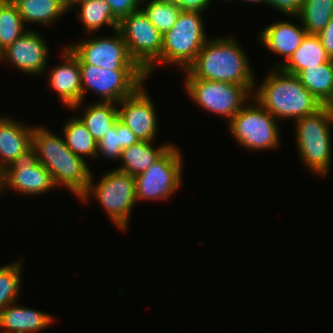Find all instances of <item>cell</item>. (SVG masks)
<instances>
[{
	"label": "cell",
	"mask_w": 333,
	"mask_h": 333,
	"mask_svg": "<svg viewBox=\"0 0 333 333\" xmlns=\"http://www.w3.org/2000/svg\"><path fill=\"white\" fill-rule=\"evenodd\" d=\"M245 53L237 38L231 35L209 37L193 63L184 71V78L238 84L253 94L257 80Z\"/></svg>",
	"instance_id": "obj_1"
},
{
	"label": "cell",
	"mask_w": 333,
	"mask_h": 333,
	"mask_svg": "<svg viewBox=\"0 0 333 333\" xmlns=\"http://www.w3.org/2000/svg\"><path fill=\"white\" fill-rule=\"evenodd\" d=\"M262 83L254 87L252 97L277 120L297 121L324 105L301 83L297 75L280 67L271 68Z\"/></svg>",
	"instance_id": "obj_2"
},
{
	"label": "cell",
	"mask_w": 333,
	"mask_h": 333,
	"mask_svg": "<svg viewBox=\"0 0 333 333\" xmlns=\"http://www.w3.org/2000/svg\"><path fill=\"white\" fill-rule=\"evenodd\" d=\"M32 147L38 161L49 171L55 185H63L75 197L87 189L92 170L88 162L76 156L65 144L64 138L46 126H34Z\"/></svg>",
	"instance_id": "obj_3"
},
{
	"label": "cell",
	"mask_w": 333,
	"mask_h": 333,
	"mask_svg": "<svg viewBox=\"0 0 333 333\" xmlns=\"http://www.w3.org/2000/svg\"><path fill=\"white\" fill-rule=\"evenodd\" d=\"M295 141L300 161L318 176L326 177L332 162L333 108L323 106L317 112L294 122Z\"/></svg>",
	"instance_id": "obj_4"
},
{
	"label": "cell",
	"mask_w": 333,
	"mask_h": 333,
	"mask_svg": "<svg viewBox=\"0 0 333 333\" xmlns=\"http://www.w3.org/2000/svg\"><path fill=\"white\" fill-rule=\"evenodd\" d=\"M93 173L87 189L78 199L86 203L94 197L112 223L124 232L129 228L130 215L137 203L135 177L115 168L100 176L98 183H93Z\"/></svg>",
	"instance_id": "obj_5"
},
{
	"label": "cell",
	"mask_w": 333,
	"mask_h": 333,
	"mask_svg": "<svg viewBox=\"0 0 333 333\" xmlns=\"http://www.w3.org/2000/svg\"><path fill=\"white\" fill-rule=\"evenodd\" d=\"M201 14L181 10L176 23L162 35L161 65H176L185 71L193 63L209 39Z\"/></svg>",
	"instance_id": "obj_6"
},
{
	"label": "cell",
	"mask_w": 333,
	"mask_h": 333,
	"mask_svg": "<svg viewBox=\"0 0 333 333\" xmlns=\"http://www.w3.org/2000/svg\"><path fill=\"white\" fill-rule=\"evenodd\" d=\"M252 101V102H251ZM227 123L235 142L249 151H266L280 146L278 121L253 97ZM252 104H250V103Z\"/></svg>",
	"instance_id": "obj_7"
},
{
	"label": "cell",
	"mask_w": 333,
	"mask_h": 333,
	"mask_svg": "<svg viewBox=\"0 0 333 333\" xmlns=\"http://www.w3.org/2000/svg\"><path fill=\"white\" fill-rule=\"evenodd\" d=\"M183 154L173 144L143 173L135 176L136 202L165 201L183 184Z\"/></svg>",
	"instance_id": "obj_8"
},
{
	"label": "cell",
	"mask_w": 333,
	"mask_h": 333,
	"mask_svg": "<svg viewBox=\"0 0 333 333\" xmlns=\"http://www.w3.org/2000/svg\"><path fill=\"white\" fill-rule=\"evenodd\" d=\"M185 94L203 110L223 116L227 123L252 98V93L238 84L185 78ZM249 98V99H248Z\"/></svg>",
	"instance_id": "obj_9"
},
{
	"label": "cell",
	"mask_w": 333,
	"mask_h": 333,
	"mask_svg": "<svg viewBox=\"0 0 333 333\" xmlns=\"http://www.w3.org/2000/svg\"><path fill=\"white\" fill-rule=\"evenodd\" d=\"M118 30L130 56L149 78L158 64L161 65L162 34L141 8L123 17Z\"/></svg>",
	"instance_id": "obj_10"
},
{
	"label": "cell",
	"mask_w": 333,
	"mask_h": 333,
	"mask_svg": "<svg viewBox=\"0 0 333 333\" xmlns=\"http://www.w3.org/2000/svg\"><path fill=\"white\" fill-rule=\"evenodd\" d=\"M82 82V102L85 93L92 91L97 102L119 103L131 95L147 75L142 69H104L90 64H79ZM101 99V100H100Z\"/></svg>",
	"instance_id": "obj_11"
},
{
	"label": "cell",
	"mask_w": 333,
	"mask_h": 333,
	"mask_svg": "<svg viewBox=\"0 0 333 333\" xmlns=\"http://www.w3.org/2000/svg\"><path fill=\"white\" fill-rule=\"evenodd\" d=\"M113 36L91 37L66 45L78 58L79 64H90L104 69H141L132 59L118 29Z\"/></svg>",
	"instance_id": "obj_12"
},
{
	"label": "cell",
	"mask_w": 333,
	"mask_h": 333,
	"mask_svg": "<svg viewBox=\"0 0 333 333\" xmlns=\"http://www.w3.org/2000/svg\"><path fill=\"white\" fill-rule=\"evenodd\" d=\"M54 187L57 189L51 174L38 161L32 146L2 171L3 193L11 188L10 190L22 195L39 196L51 191Z\"/></svg>",
	"instance_id": "obj_13"
},
{
	"label": "cell",
	"mask_w": 333,
	"mask_h": 333,
	"mask_svg": "<svg viewBox=\"0 0 333 333\" xmlns=\"http://www.w3.org/2000/svg\"><path fill=\"white\" fill-rule=\"evenodd\" d=\"M143 84L117 104L118 119L139 141L155 142L159 131L157 111Z\"/></svg>",
	"instance_id": "obj_14"
},
{
	"label": "cell",
	"mask_w": 333,
	"mask_h": 333,
	"mask_svg": "<svg viewBox=\"0 0 333 333\" xmlns=\"http://www.w3.org/2000/svg\"><path fill=\"white\" fill-rule=\"evenodd\" d=\"M48 54L49 48L43 35L29 29L3 50L0 61L10 63L26 75L40 76L47 70Z\"/></svg>",
	"instance_id": "obj_15"
},
{
	"label": "cell",
	"mask_w": 333,
	"mask_h": 333,
	"mask_svg": "<svg viewBox=\"0 0 333 333\" xmlns=\"http://www.w3.org/2000/svg\"><path fill=\"white\" fill-rule=\"evenodd\" d=\"M62 63L51 68L48 84L59 96L61 103L77 112L82 107V82L78 58L67 47H63ZM64 59V60H63Z\"/></svg>",
	"instance_id": "obj_16"
},
{
	"label": "cell",
	"mask_w": 333,
	"mask_h": 333,
	"mask_svg": "<svg viewBox=\"0 0 333 333\" xmlns=\"http://www.w3.org/2000/svg\"><path fill=\"white\" fill-rule=\"evenodd\" d=\"M291 19H298L299 24L290 20L276 21L268 24L259 32L257 40L271 53L282 56L284 59L275 64L274 67H280L295 50L302 44L304 37L307 35L298 16H288ZM294 23V24H293Z\"/></svg>",
	"instance_id": "obj_17"
},
{
	"label": "cell",
	"mask_w": 333,
	"mask_h": 333,
	"mask_svg": "<svg viewBox=\"0 0 333 333\" xmlns=\"http://www.w3.org/2000/svg\"><path fill=\"white\" fill-rule=\"evenodd\" d=\"M54 321L51 314L16 302L0 310L1 333H37Z\"/></svg>",
	"instance_id": "obj_18"
},
{
	"label": "cell",
	"mask_w": 333,
	"mask_h": 333,
	"mask_svg": "<svg viewBox=\"0 0 333 333\" xmlns=\"http://www.w3.org/2000/svg\"><path fill=\"white\" fill-rule=\"evenodd\" d=\"M34 126L0 114V172L32 146Z\"/></svg>",
	"instance_id": "obj_19"
},
{
	"label": "cell",
	"mask_w": 333,
	"mask_h": 333,
	"mask_svg": "<svg viewBox=\"0 0 333 333\" xmlns=\"http://www.w3.org/2000/svg\"><path fill=\"white\" fill-rule=\"evenodd\" d=\"M154 142L139 141L122 150L119 167L116 169L134 177L153 165L173 144L166 142L155 148Z\"/></svg>",
	"instance_id": "obj_20"
},
{
	"label": "cell",
	"mask_w": 333,
	"mask_h": 333,
	"mask_svg": "<svg viewBox=\"0 0 333 333\" xmlns=\"http://www.w3.org/2000/svg\"><path fill=\"white\" fill-rule=\"evenodd\" d=\"M330 59L319 37L307 34L302 44L280 68L287 73L298 75L303 69L324 64Z\"/></svg>",
	"instance_id": "obj_21"
},
{
	"label": "cell",
	"mask_w": 333,
	"mask_h": 333,
	"mask_svg": "<svg viewBox=\"0 0 333 333\" xmlns=\"http://www.w3.org/2000/svg\"><path fill=\"white\" fill-rule=\"evenodd\" d=\"M301 83L324 106L333 102V60L303 69L298 75Z\"/></svg>",
	"instance_id": "obj_22"
},
{
	"label": "cell",
	"mask_w": 333,
	"mask_h": 333,
	"mask_svg": "<svg viewBox=\"0 0 333 333\" xmlns=\"http://www.w3.org/2000/svg\"><path fill=\"white\" fill-rule=\"evenodd\" d=\"M79 7L77 19L83 24L87 34L99 31L105 25L110 31L118 29L119 21L111 13L109 4L105 0H82L74 6Z\"/></svg>",
	"instance_id": "obj_23"
},
{
	"label": "cell",
	"mask_w": 333,
	"mask_h": 333,
	"mask_svg": "<svg viewBox=\"0 0 333 333\" xmlns=\"http://www.w3.org/2000/svg\"><path fill=\"white\" fill-rule=\"evenodd\" d=\"M19 14L26 25H54L69 10L62 0H26L17 5Z\"/></svg>",
	"instance_id": "obj_24"
},
{
	"label": "cell",
	"mask_w": 333,
	"mask_h": 333,
	"mask_svg": "<svg viewBox=\"0 0 333 333\" xmlns=\"http://www.w3.org/2000/svg\"><path fill=\"white\" fill-rule=\"evenodd\" d=\"M63 134L67 147L79 157L96 158L98 142L78 116L70 117L63 125Z\"/></svg>",
	"instance_id": "obj_25"
},
{
	"label": "cell",
	"mask_w": 333,
	"mask_h": 333,
	"mask_svg": "<svg viewBox=\"0 0 333 333\" xmlns=\"http://www.w3.org/2000/svg\"><path fill=\"white\" fill-rule=\"evenodd\" d=\"M81 110L79 117L94 139L99 142L111 126L118 120L117 103L95 102ZM84 111V112H83Z\"/></svg>",
	"instance_id": "obj_26"
},
{
	"label": "cell",
	"mask_w": 333,
	"mask_h": 333,
	"mask_svg": "<svg viewBox=\"0 0 333 333\" xmlns=\"http://www.w3.org/2000/svg\"><path fill=\"white\" fill-rule=\"evenodd\" d=\"M297 16L307 34L317 35L333 18V0H304Z\"/></svg>",
	"instance_id": "obj_27"
},
{
	"label": "cell",
	"mask_w": 333,
	"mask_h": 333,
	"mask_svg": "<svg viewBox=\"0 0 333 333\" xmlns=\"http://www.w3.org/2000/svg\"><path fill=\"white\" fill-rule=\"evenodd\" d=\"M140 8L162 35L176 23L181 12L170 0H141Z\"/></svg>",
	"instance_id": "obj_28"
},
{
	"label": "cell",
	"mask_w": 333,
	"mask_h": 333,
	"mask_svg": "<svg viewBox=\"0 0 333 333\" xmlns=\"http://www.w3.org/2000/svg\"><path fill=\"white\" fill-rule=\"evenodd\" d=\"M16 5L0 0V44L3 49L21 37L26 28Z\"/></svg>",
	"instance_id": "obj_29"
},
{
	"label": "cell",
	"mask_w": 333,
	"mask_h": 333,
	"mask_svg": "<svg viewBox=\"0 0 333 333\" xmlns=\"http://www.w3.org/2000/svg\"><path fill=\"white\" fill-rule=\"evenodd\" d=\"M22 260L0 267V310L17 301L21 293Z\"/></svg>",
	"instance_id": "obj_30"
},
{
	"label": "cell",
	"mask_w": 333,
	"mask_h": 333,
	"mask_svg": "<svg viewBox=\"0 0 333 333\" xmlns=\"http://www.w3.org/2000/svg\"><path fill=\"white\" fill-rule=\"evenodd\" d=\"M99 156L108 158V160L112 159L119 161V159H121V138L120 132L117 130V121L109 128L103 138L98 142L96 159Z\"/></svg>",
	"instance_id": "obj_31"
},
{
	"label": "cell",
	"mask_w": 333,
	"mask_h": 333,
	"mask_svg": "<svg viewBox=\"0 0 333 333\" xmlns=\"http://www.w3.org/2000/svg\"><path fill=\"white\" fill-rule=\"evenodd\" d=\"M111 9L114 17L120 21L134 11L140 9L141 0H105Z\"/></svg>",
	"instance_id": "obj_32"
},
{
	"label": "cell",
	"mask_w": 333,
	"mask_h": 333,
	"mask_svg": "<svg viewBox=\"0 0 333 333\" xmlns=\"http://www.w3.org/2000/svg\"><path fill=\"white\" fill-rule=\"evenodd\" d=\"M303 3L304 0H266V5L278 10L285 16H297Z\"/></svg>",
	"instance_id": "obj_33"
},
{
	"label": "cell",
	"mask_w": 333,
	"mask_h": 333,
	"mask_svg": "<svg viewBox=\"0 0 333 333\" xmlns=\"http://www.w3.org/2000/svg\"><path fill=\"white\" fill-rule=\"evenodd\" d=\"M183 11H197L203 13L211 5V0H170Z\"/></svg>",
	"instance_id": "obj_34"
},
{
	"label": "cell",
	"mask_w": 333,
	"mask_h": 333,
	"mask_svg": "<svg viewBox=\"0 0 333 333\" xmlns=\"http://www.w3.org/2000/svg\"><path fill=\"white\" fill-rule=\"evenodd\" d=\"M317 36L325 48L327 55L333 59V18Z\"/></svg>",
	"instance_id": "obj_35"
},
{
	"label": "cell",
	"mask_w": 333,
	"mask_h": 333,
	"mask_svg": "<svg viewBox=\"0 0 333 333\" xmlns=\"http://www.w3.org/2000/svg\"><path fill=\"white\" fill-rule=\"evenodd\" d=\"M117 130L120 132L121 150L139 142L136 135L119 119L117 120Z\"/></svg>",
	"instance_id": "obj_36"
},
{
	"label": "cell",
	"mask_w": 333,
	"mask_h": 333,
	"mask_svg": "<svg viewBox=\"0 0 333 333\" xmlns=\"http://www.w3.org/2000/svg\"><path fill=\"white\" fill-rule=\"evenodd\" d=\"M80 1L82 0H62V3L68 10H71Z\"/></svg>",
	"instance_id": "obj_37"
},
{
	"label": "cell",
	"mask_w": 333,
	"mask_h": 333,
	"mask_svg": "<svg viewBox=\"0 0 333 333\" xmlns=\"http://www.w3.org/2000/svg\"><path fill=\"white\" fill-rule=\"evenodd\" d=\"M4 1L17 6L19 3L23 2V1H26V0H4Z\"/></svg>",
	"instance_id": "obj_38"
},
{
	"label": "cell",
	"mask_w": 333,
	"mask_h": 333,
	"mask_svg": "<svg viewBox=\"0 0 333 333\" xmlns=\"http://www.w3.org/2000/svg\"><path fill=\"white\" fill-rule=\"evenodd\" d=\"M242 1H245L246 3L247 2H252V3H265L266 4V0H242Z\"/></svg>",
	"instance_id": "obj_39"
},
{
	"label": "cell",
	"mask_w": 333,
	"mask_h": 333,
	"mask_svg": "<svg viewBox=\"0 0 333 333\" xmlns=\"http://www.w3.org/2000/svg\"><path fill=\"white\" fill-rule=\"evenodd\" d=\"M2 193V172H0V197Z\"/></svg>",
	"instance_id": "obj_40"
},
{
	"label": "cell",
	"mask_w": 333,
	"mask_h": 333,
	"mask_svg": "<svg viewBox=\"0 0 333 333\" xmlns=\"http://www.w3.org/2000/svg\"><path fill=\"white\" fill-rule=\"evenodd\" d=\"M3 50L4 49L1 47V44H0V57L2 56Z\"/></svg>",
	"instance_id": "obj_41"
}]
</instances>
